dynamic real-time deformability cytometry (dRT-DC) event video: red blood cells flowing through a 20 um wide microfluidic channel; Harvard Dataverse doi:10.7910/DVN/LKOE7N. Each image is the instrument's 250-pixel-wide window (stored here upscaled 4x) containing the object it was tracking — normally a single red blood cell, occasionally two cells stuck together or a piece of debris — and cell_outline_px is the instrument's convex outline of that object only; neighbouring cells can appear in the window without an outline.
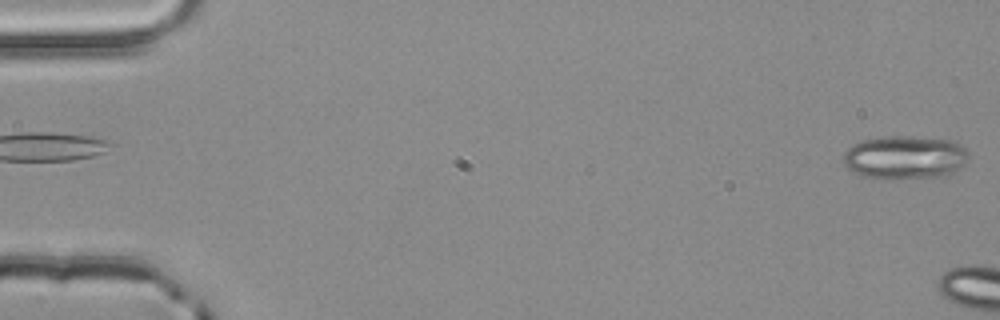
{"species": "common noctule bat (a hibernating species)", "species_latin": "Nyctalus noctula", "temperature_condition": "room temperature", "stored_images_in_passage": 3, "segment_of_instrument_passage": [2, 2], "camera_frame_rate_fps": 3000, "um_per_image_px": 0.085, "animal": {"sex": "male", "body_mass_g": 20.4}, "frame": {"image": 1, "passage_image": 3, "time_ms": 0.667, "image_size_px": [1000, 320], "cell_outline_px": [[968, 160], [960, 168], [944, 176], [892, 180], [884, 180], [864, 176], [848, 168], [844, 164], [844, 152], [852, 144], [860, 140], [880, 136], [904, 136], [952, 140], [960, 144], [968, 152]], "centroid_in_image_um": [76.9, 13.38], "position_along_channel_um": 8.1, "area_um2": 32.14}}